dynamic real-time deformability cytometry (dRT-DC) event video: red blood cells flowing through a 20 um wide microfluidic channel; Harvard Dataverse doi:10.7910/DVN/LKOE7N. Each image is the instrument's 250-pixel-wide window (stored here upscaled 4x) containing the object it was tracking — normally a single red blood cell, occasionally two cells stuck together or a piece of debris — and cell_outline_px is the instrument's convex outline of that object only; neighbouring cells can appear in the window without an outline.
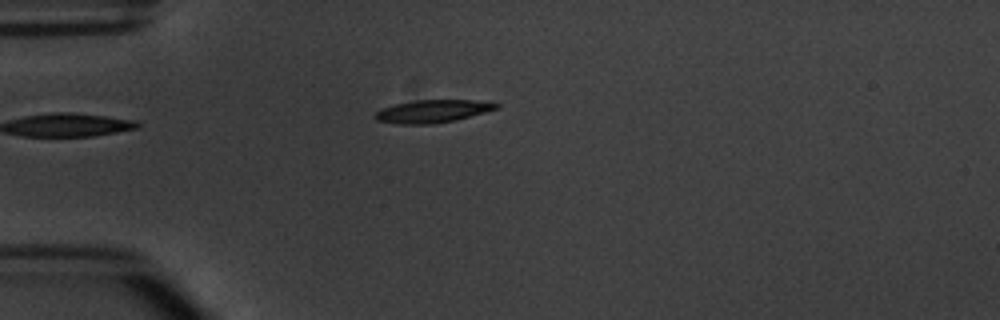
{"species": "common noctule bat (a hibernating species)", "species_latin": "Nyctalus noctula", "temperature_condition": "warm", "stored_images_in_passage": 2, "camera_frame_rate_fps": 3000, "um_per_image_px": 0.085, "animal": {"sex": "male", "body_mass_g": 20.1, "forearm_length_mm": 53.5}, "frame": {"image": 1, "passage_image": 2, "time_ms": 1.333, "image_size_px": [1000, 320], "cell_outline_px": [[500, 104], [496, 108], [484, 112], [456, 120], [432, 124], [400, 124], [376, 120], [372, 116], [376, 112], [384, 108], [396, 104], [416, 100], [492, 100]], "centroid_in_image_um": [36.81, 9.45], "position_along_channel_um": 48.2, "area_um2": 16.07}}